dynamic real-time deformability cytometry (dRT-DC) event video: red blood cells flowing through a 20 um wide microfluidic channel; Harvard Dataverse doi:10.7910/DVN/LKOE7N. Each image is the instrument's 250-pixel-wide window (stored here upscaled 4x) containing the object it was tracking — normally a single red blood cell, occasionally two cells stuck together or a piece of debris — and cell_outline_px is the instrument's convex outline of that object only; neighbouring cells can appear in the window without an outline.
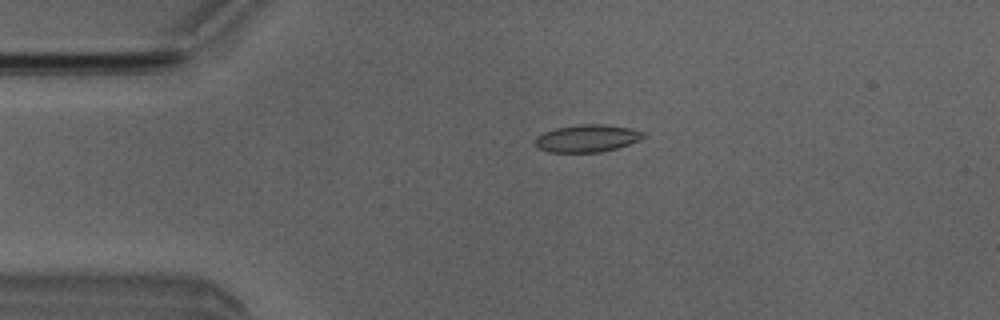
{"species": "Egyptian fruit bat (a non-hibernating species)", "species_latin": "Rousettus aegyptiacus", "temperature_condition": "room temperature", "stored_images_in_passage": 3, "camera_frame_rate_fps": 3000, "um_per_image_px": 0.085, "animal": {"sex": "male"}, "frame": {"image": 1, "passage_image": 3, "time_ms": 2.0, "image_size_px": [1000, 320], "cell_outline_px": [[644, 136], [640, 140], [616, 148], [600, 152], [548, 152], [540, 148], [536, 144], [536, 136], [544, 132], [556, 128], [580, 124], [604, 124], [628, 128], [644, 132]], "centroid_in_image_um": [49.9, 11.75], "position_along_channel_um": 35.1, "area_um2": 17.05}}